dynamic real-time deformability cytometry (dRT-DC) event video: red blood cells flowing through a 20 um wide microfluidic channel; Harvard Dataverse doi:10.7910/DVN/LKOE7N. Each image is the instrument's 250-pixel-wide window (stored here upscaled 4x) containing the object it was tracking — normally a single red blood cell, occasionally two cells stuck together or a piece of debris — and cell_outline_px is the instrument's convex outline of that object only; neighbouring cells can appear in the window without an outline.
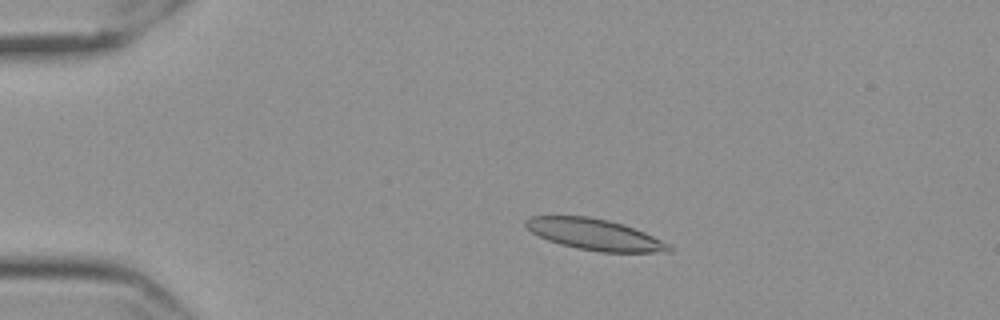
{"species": "Egyptian fruit bat (a non-hibernating species)", "species_latin": "Rousettus aegyptiacus", "temperature_condition": "cold", "stored_images_in_passage": 57, "camera_frame_rate_fps": 3000, "um_per_image_px": 0.085, "frame": {"image": 1, "passage_image": 11, "time_ms": 3.333, "image_size_px": [1000, 320], "cell_outline_px": [[672, 248], [668, 252], [600, 252], [576, 248], [560, 244], [548, 240], [532, 232], [524, 224], [524, 220], [532, 216], [588, 216], [608, 220], [624, 224], [644, 232], [668, 244]], "centroid_in_image_um": [50.53, 19.93], "position_along_channel_um": 34.5, "area_um2": 25.78}}
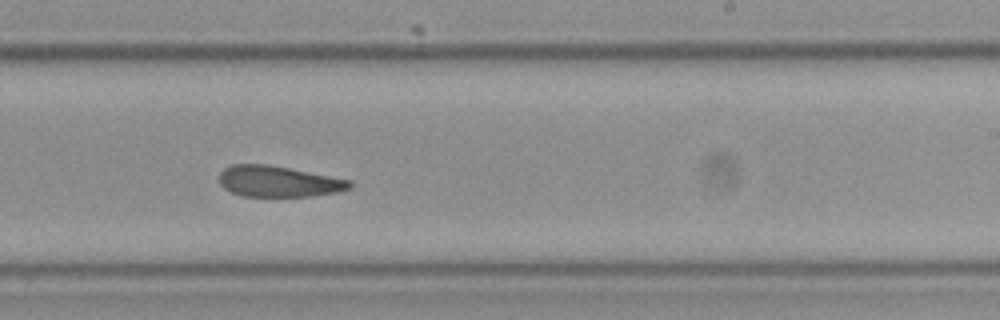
{"frame": {"image": 2, "passage_image": 35, "time_ms": 11.333, "image_size_px": [1000, 320], "cell_outline_px": [[352, 188], [336, 192], [312, 196], [244, 196], [232, 192], [224, 188], [220, 184], [220, 172], [224, 168], [232, 164], [268, 164], [352, 180]], "centroid_in_image_um": [23.68, 15.41], "position_along_channel_um": 265.3, "area_um2": 23.52}}
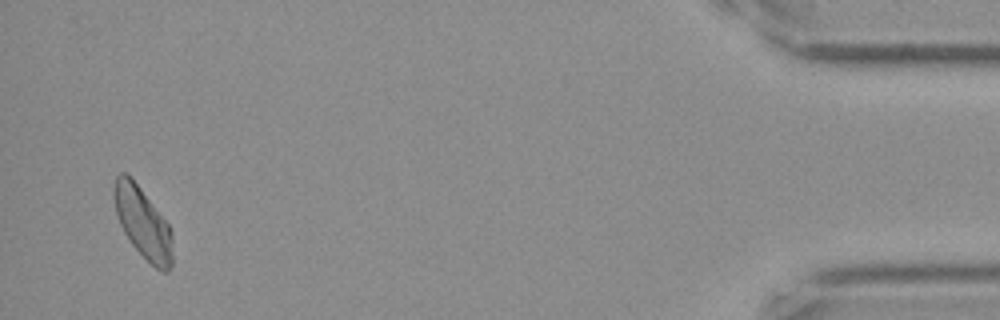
{"frame": {"image": 3, "passage_image": 55, "time_ms": 18.0, "image_size_px": [1000, 320], "cell_outline_px": [[172, 264], [168, 272], [164, 272], [156, 268], [132, 244], [124, 232], [120, 224], [116, 212], [112, 196], [112, 188], [116, 176], [120, 172], [124, 172], [140, 188], [168, 224], [172, 232]], "centroid_in_image_um": [12.12, 18.93], "position_along_channel_um": 423.1, "area_um2": 23.81}, "authors_computed_cell_mechanics": {"area_um2": 25.143, "velocity_mm_per_s": 3.505, "shape_relaxation_time_tau1_ms": null, "shape_relaxation_time_tau2_ms": 4.6995, "deformation_change_tau1": null, "deformation_change_tau2": 0.1153}}